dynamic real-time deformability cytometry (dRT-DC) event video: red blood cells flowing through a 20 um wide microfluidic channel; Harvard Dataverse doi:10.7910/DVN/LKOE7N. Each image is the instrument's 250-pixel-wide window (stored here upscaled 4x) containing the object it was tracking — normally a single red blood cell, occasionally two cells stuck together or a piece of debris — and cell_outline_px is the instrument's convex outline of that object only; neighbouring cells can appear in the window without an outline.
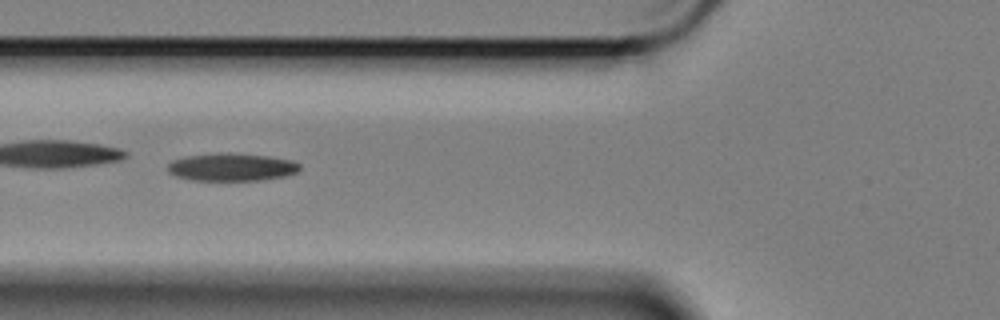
{"species": "Egyptian fruit bat (a non-hibernating species)", "species_latin": "Rousettus aegyptiacus", "temperature_condition": "cold", "stored_images_in_passage": 51, "camera_frame_rate_fps": 3000, "um_per_image_px": 0.085, "animal": {"sex": "female"}, "frame": {"image": 1, "passage_image": 15, "time_ms": 4.667, "image_size_px": [1000, 320], "cell_outline_px": [[300, 168], [296, 172], [284, 176], [260, 180], [192, 180], [176, 176], [168, 172], [168, 164], [172, 160], [188, 156], [268, 156], [292, 160], [300, 164]], "centroid_in_image_um": [19.71, 14.26], "position_along_channel_um": 106.1, "area_um2": 20.06}}
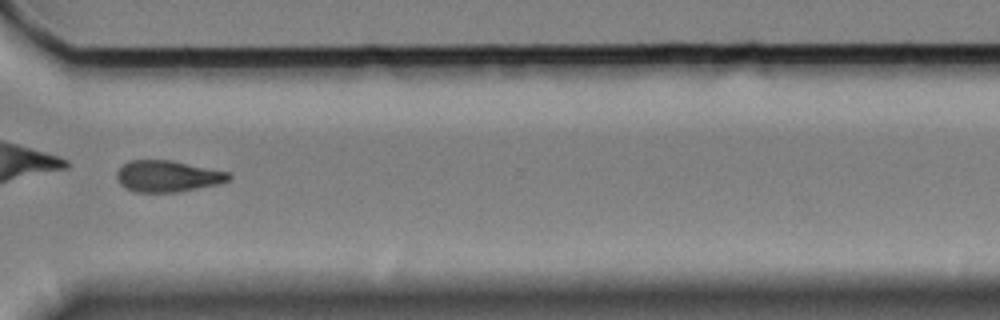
{"frame": {"image": 2, "passage_image": 37, "time_ms": 12.0, "image_size_px": [1000, 320], "cell_outline_px": [[232, 176], [228, 180], [220, 184], [180, 192], [136, 192], [120, 184], [116, 176], [116, 172], [128, 160], [172, 160], [228, 172]], "centroid_in_image_um": [14.26, 14.98], "position_along_channel_um": 356.3, "area_um2": 20.52}, "authors_computed_cell_mechanics": {"area_um2": 21.4438, "velocity_mm_per_s": 3.4102, "shape_relaxation_time_tau1_ms": 3.5042, "shape_relaxation_time_tau2_ms": null, "deformation_change_tau1": 0.1316, "deformation_change_tau2": null}}